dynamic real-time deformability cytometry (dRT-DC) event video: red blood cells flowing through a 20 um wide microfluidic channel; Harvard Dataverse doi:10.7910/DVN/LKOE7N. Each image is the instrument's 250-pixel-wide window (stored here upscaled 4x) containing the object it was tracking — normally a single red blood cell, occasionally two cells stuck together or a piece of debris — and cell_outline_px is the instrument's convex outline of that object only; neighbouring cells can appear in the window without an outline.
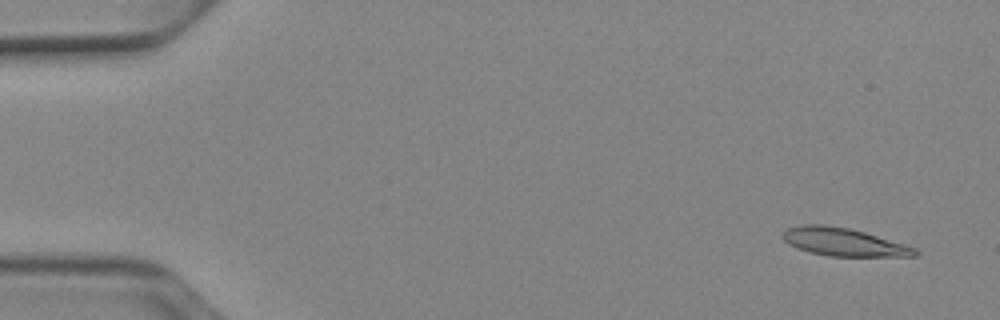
{"species": "Egyptian fruit bat (a non-hibernating species)", "species_latin": "Rousettus aegyptiacus", "temperature_condition": "cold", "stored_images_in_passage": 51, "camera_frame_rate_fps": 3000, "um_per_image_px": 0.085, "animal": {"sex": "female"}, "frame": {"image": 1, "passage_image": 1, "time_ms": 0.0, "image_size_px": [1000, 320], "cell_outline_px": [[920, 252], [916, 256], [828, 256], [796, 248], [788, 244], [780, 236], [788, 228], [800, 224], [824, 224], [848, 228], [864, 232], [904, 244], [916, 248]], "centroid_in_image_um": [71.68, 20.56], "position_along_channel_um": 13.3, "area_um2": 21.5}}
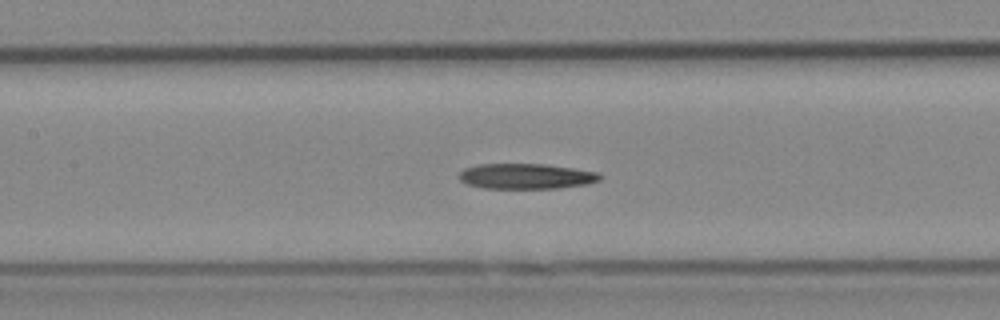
{"frame": {"image": 2, "passage_image": 22, "time_ms": 7.0, "image_size_px": [1000, 320], "cell_outline_px": [[604, 176], [600, 180], [588, 184], [556, 188], [484, 188], [468, 184], [460, 180], [460, 172], [464, 168], [480, 164], [544, 164], [600, 172]], "centroid_in_image_um": [44.77, 14.98], "position_along_channel_um": 162.6, "area_um2": 20.81}}
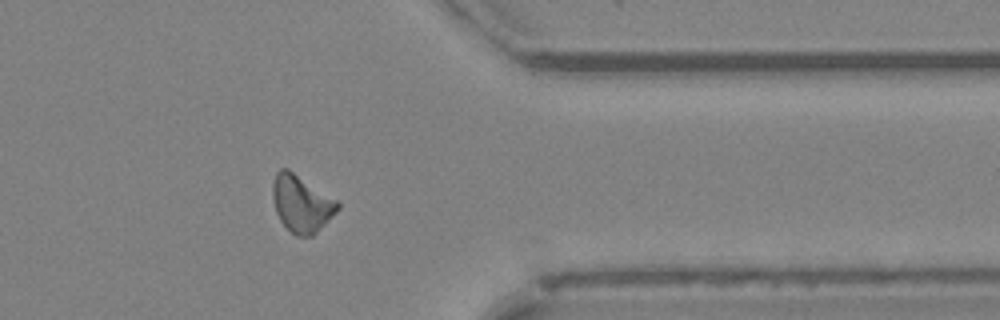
{"frame": {"image": 3, "passage_image": 40, "time_ms": 13.0, "image_size_px": [1000, 320], "cell_outline_px": [[340, 208], [312, 236], [296, 236], [280, 220], [276, 212], [272, 196], [272, 184], [276, 172], [280, 168], [288, 168], [336, 200], [340, 204]], "centroid_in_image_um": [25.6, 17.29], "position_along_channel_um": 385.8, "area_um2": 21.27}}